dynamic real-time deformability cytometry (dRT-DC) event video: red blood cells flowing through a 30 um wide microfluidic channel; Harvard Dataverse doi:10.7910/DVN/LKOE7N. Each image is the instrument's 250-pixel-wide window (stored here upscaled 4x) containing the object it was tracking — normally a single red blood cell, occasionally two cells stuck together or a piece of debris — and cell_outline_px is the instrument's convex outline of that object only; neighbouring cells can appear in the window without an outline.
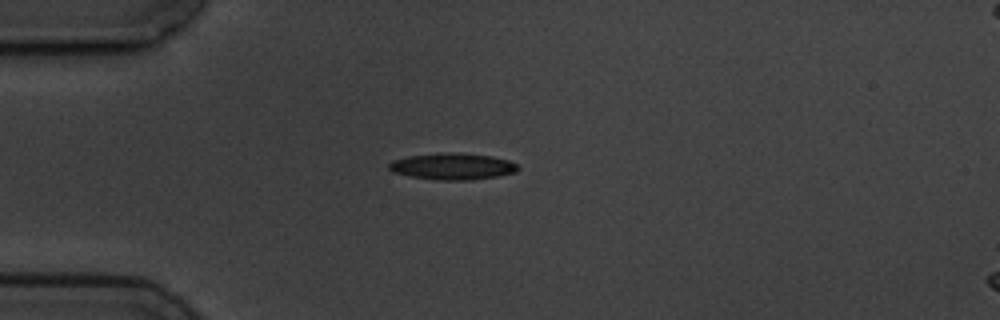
{"species": "common noctule bat (a hibernating species)", "species_latin": "Nyctalus noctula", "temperature_condition": "cold", "stored_images_in_passage": 4, "camera_frame_rate_fps": 3000, "um_per_image_px": 0.085, "animal": {"sex": "male", "body_mass_g": 19.5, "forearm_length_mm": 54.6}, "frame": {"image": 1, "passage_image": 4, "time_ms": 4.667, "image_size_px": [1000, 320], "cell_outline_px": [[520, 168], [516, 172], [496, 176], [472, 180], [436, 180], [412, 176], [392, 172], [388, 168], [388, 164], [392, 160], [408, 156], [440, 152], [456, 152], [492, 156], [508, 160], [516, 164]], "centroid_in_image_um": [38.45, 14.13], "position_along_channel_um": 46.5, "area_um2": 20.06}}